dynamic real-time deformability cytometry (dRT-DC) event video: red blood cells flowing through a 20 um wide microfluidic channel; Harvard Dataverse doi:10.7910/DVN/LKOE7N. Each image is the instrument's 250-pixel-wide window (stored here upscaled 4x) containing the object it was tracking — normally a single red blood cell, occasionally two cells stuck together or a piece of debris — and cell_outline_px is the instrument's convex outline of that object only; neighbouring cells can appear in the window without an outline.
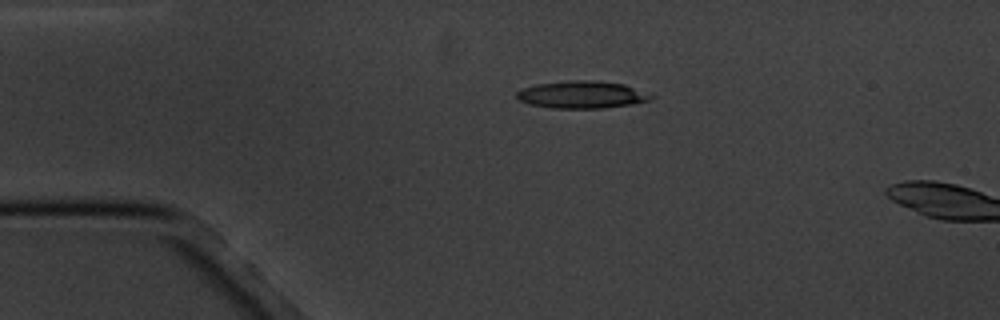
{"species": "common noctule bat (a hibernating species)", "species_latin": "Nyctalus noctula", "temperature_condition": "cold", "stored_images_in_passage": 6, "camera_frame_rate_fps": 3000, "um_per_image_px": 0.085, "animal": {"sex": "male", "body_mass_g": 20.1, "forearm_length_mm": 53.5}, "frame": {"image": 1, "passage_image": 4, "time_ms": 3.667, "image_size_px": [1000, 320], "cell_outline_px": [[656, 96], [652, 100], [632, 104], [604, 108], [552, 108], [528, 104], [516, 100], [516, 92], [520, 88], [536, 84], [568, 80], [596, 80], [624, 84]], "centroid_in_image_um": [49.43, 8.04], "position_along_channel_um": 35.6, "area_um2": 21.73}}